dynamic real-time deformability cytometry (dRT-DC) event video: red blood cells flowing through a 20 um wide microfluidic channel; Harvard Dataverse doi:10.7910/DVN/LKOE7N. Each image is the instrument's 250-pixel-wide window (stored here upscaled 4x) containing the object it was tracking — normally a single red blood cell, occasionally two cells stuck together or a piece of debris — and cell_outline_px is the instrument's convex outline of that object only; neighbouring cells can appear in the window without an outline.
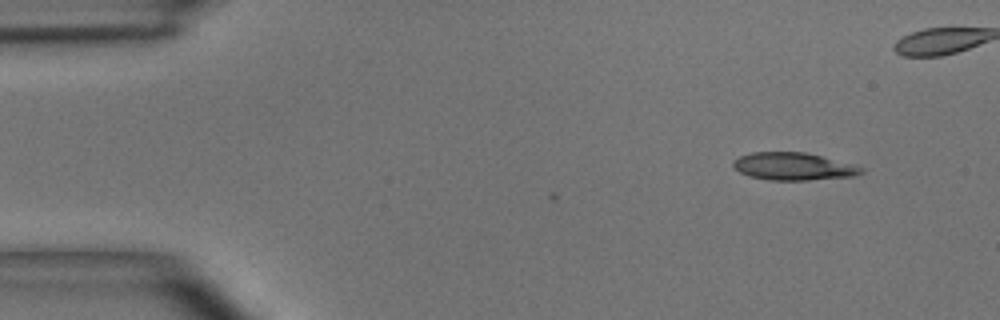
{"species": "common noctule bat (a hibernating species)", "species_latin": "Nyctalus noctula", "temperature_condition": "room temperature", "stored_images_in_passage": 4, "camera_frame_rate_fps": 3000, "um_per_image_px": 0.085, "animal": {"sex": "male", "body_mass_g": 15.6}, "frame": {"image": 1, "passage_image": 1, "time_ms": 0.0, "image_size_px": [1000, 320], "cell_outline_px": [[868, 168], [864, 172], [856, 176], [808, 180], [768, 180], [748, 176], [740, 172], [732, 164], [732, 160], [740, 156], [752, 152], [804, 152]], "centroid_in_image_um": [67.46, 14.15], "position_along_channel_um": 17.5, "area_um2": 20.63}}